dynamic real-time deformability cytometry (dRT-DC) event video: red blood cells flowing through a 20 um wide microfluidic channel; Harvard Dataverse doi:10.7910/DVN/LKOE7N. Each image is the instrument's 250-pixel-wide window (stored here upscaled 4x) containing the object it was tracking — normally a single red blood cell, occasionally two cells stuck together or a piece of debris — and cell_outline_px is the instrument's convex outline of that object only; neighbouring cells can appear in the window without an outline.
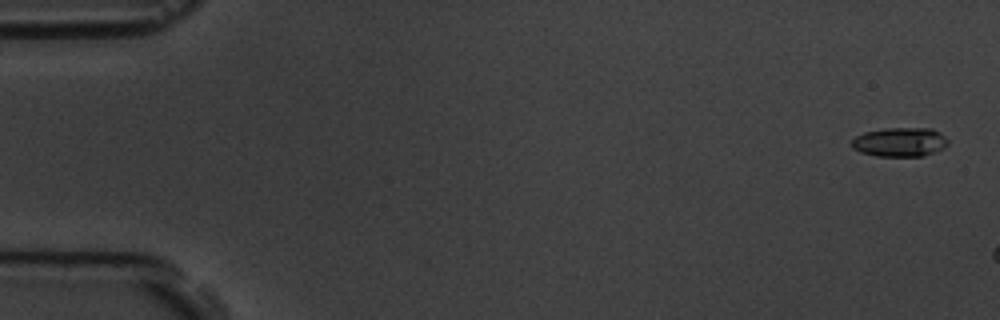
{"species": "common noctule bat (a hibernating species)", "species_latin": "Nyctalus noctula", "temperature_condition": "room temperature", "stored_images_in_passage": 4, "camera_frame_rate_fps": 3000, "um_per_image_px": 0.085, "animal": {"sex": "male", "body_mass_g": 19.5, "forearm_length_mm": 54.6}, "frame": {"image": 1, "passage_image": 1, "time_ms": 0.0, "image_size_px": [1000, 320], "cell_outline_px": [[948, 144], [944, 148], [924, 156], [876, 156], [860, 152], [852, 148], [852, 140], [856, 136], [864, 132], [888, 128], [932, 128], [940, 132], [948, 140]], "centroid_in_image_um": [76.5, 12.07], "position_along_channel_um": 8.5, "area_um2": 16.42}}